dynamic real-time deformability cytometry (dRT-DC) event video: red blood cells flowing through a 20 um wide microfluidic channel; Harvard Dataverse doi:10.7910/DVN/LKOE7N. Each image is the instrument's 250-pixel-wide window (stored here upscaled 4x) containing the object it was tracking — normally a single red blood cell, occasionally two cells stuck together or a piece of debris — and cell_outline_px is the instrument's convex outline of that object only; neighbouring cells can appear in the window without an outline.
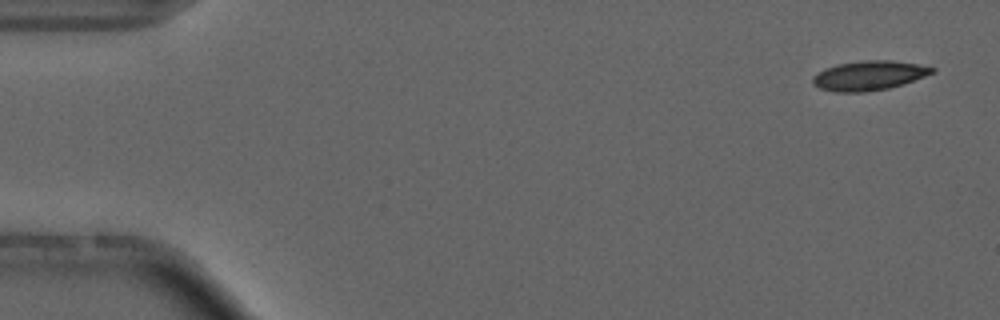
{"species": "common noctule bat (a hibernating species)", "species_latin": "Nyctalus noctula", "temperature_condition": "cold", "stored_images_in_passage": 6, "camera_frame_rate_fps": 3000, "um_per_image_px": 0.085, "animal": {"sex": "male", "forearm_length_mm": 52.5}, "frame": {"image": 1, "passage_image": 1, "time_ms": 0.0, "image_size_px": [1000, 320], "cell_outline_px": [[936, 72], [904, 84], [888, 88], [864, 92], [836, 92], [820, 88], [812, 84], [812, 76], [824, 68], [840, 64], [864, 60], [892, 60], [916, 64], [936, 68]], "centroid_in_image_um": [73.86, 6.42], "position_along_channel_um": 11.1, "area_um2": 20.52}}
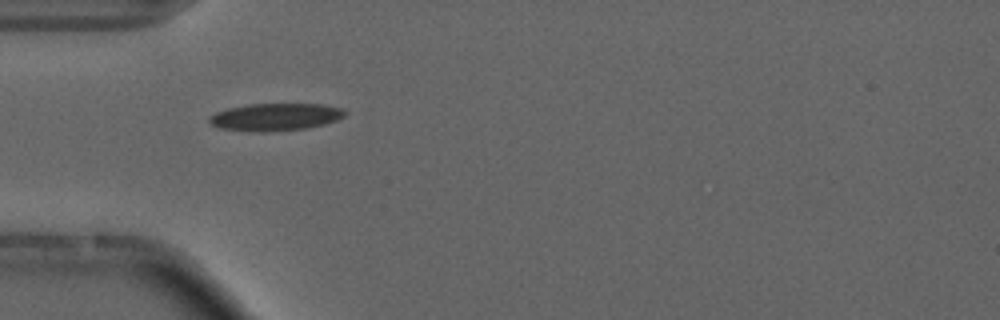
{"frame": {"image": 2, "passage_image": 5, "time_ms": 4.667, "image_size_px": [1000, 320], "cell_outline_px": [[348, 112], [344, 116], [336, 120], [324, 124], [308, 128], [264, 132], [252, 132], [220, 128], [212, 124], [208, 120], [216, 112], [228, 108], [248, 104], [324, 104], [344, 108]], "centroid_in_image_um": [23.45, 9.94], "position_along_channel_um": 61.5, "area_um2": 21.73}}